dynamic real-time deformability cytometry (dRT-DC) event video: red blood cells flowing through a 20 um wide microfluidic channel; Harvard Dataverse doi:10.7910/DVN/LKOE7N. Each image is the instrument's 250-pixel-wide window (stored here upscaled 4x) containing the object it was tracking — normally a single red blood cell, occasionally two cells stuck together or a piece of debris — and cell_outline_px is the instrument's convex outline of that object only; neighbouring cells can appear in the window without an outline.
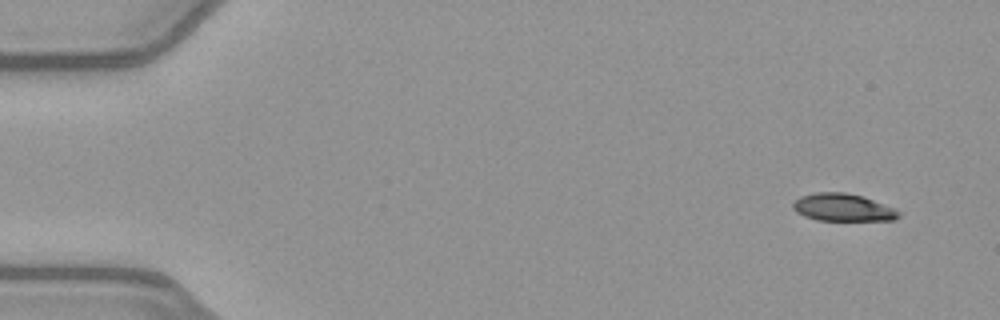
{"species": "common noctule bat (a hibernating species)", "species_latin": "Nyctalus noctula", "temperature_condition": "warm", "stored_images_in_passage": 51, "camera_frame_rate_fps": 3000, "um_per_image_px": 0.085, "animal": {"sex": "female", "body_mass_g": 21.9}, "frame": {"image": 1, "passage_image": 3, "time_ms": 0.667, "image_size_px": [1000, 320], "cell_outline_px": [[900, 216], [892, 220], [816, 220], [804, 216], [796, 212], [792, 208], [792, 204], [800, 196], [816, 192], [844, 192], [864, 196], [896, 208], [900, 212]], "centroid_in_image_um": [71.65, 17.62], "position_along_channel_um": 13.3, "area_um2": 17.11}}
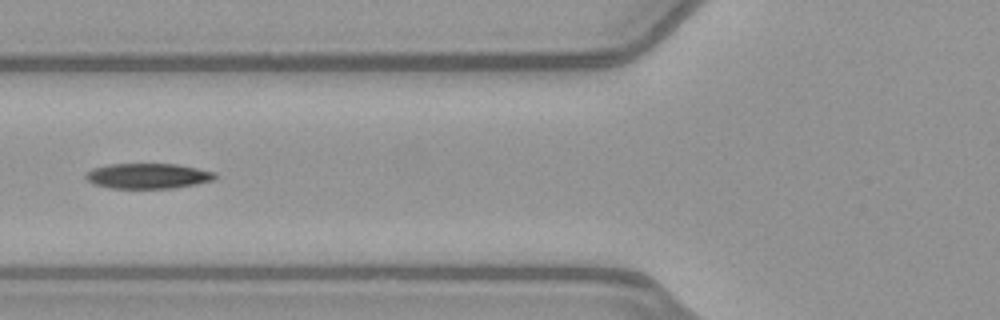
{"frame": {"image": 2, "passage_image": 20, "time_ms": 6.333, "image_size_px": [1000, 320], "cell_outline_px": [[216, 176], [212, 180], [196, 184], [172, 188], [108, 188], [92, 184], [84, 176], [92, 168], [108, 164], [176, 164], [216, 172]], "centroid_in_image_um": [12.53, 14.96], "position_along_channel_um": 113.3, "area_um2": 19.02}}
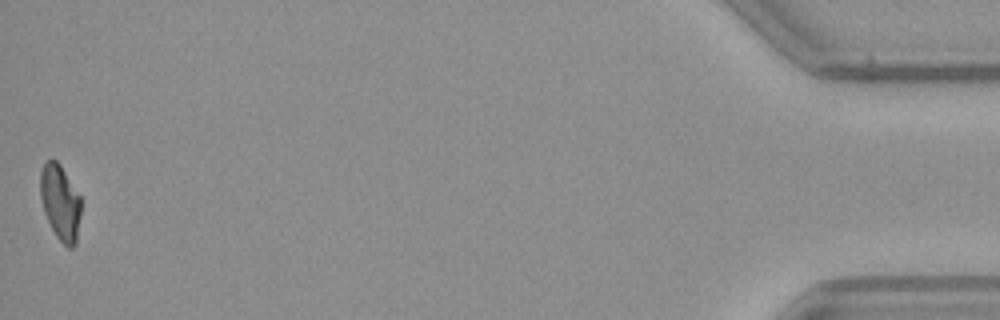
{"frame": {"image": 3, "passage_image": 51, "time_ms": 16.667, "image_size_px": [1000, 320], "cell_outline_px": [[80, 216], [76, 244], [72, 248], [68, 248], [56, 236], [44, 212], [40, 196], [40, 172], [44, 164], [48, 160], [56, 160], [60, 164], [80, 196]], "centroid_in_image_um": [5.12, 17.21], "position_along_channel_um": 430.1, "area_um2": 17.74}, "authors_computed_cell_mechanics": {"area_um2": 18.8428, "velocity_mm_per_s": 4.0164, "shape_relaxation_time_tau1_ms": 4.4166, "shape_relaxation_time_tau2_ms": 5.3056, "deformation_change_tau1": 0.155, "deformation_change_tau2": 0.1176}}